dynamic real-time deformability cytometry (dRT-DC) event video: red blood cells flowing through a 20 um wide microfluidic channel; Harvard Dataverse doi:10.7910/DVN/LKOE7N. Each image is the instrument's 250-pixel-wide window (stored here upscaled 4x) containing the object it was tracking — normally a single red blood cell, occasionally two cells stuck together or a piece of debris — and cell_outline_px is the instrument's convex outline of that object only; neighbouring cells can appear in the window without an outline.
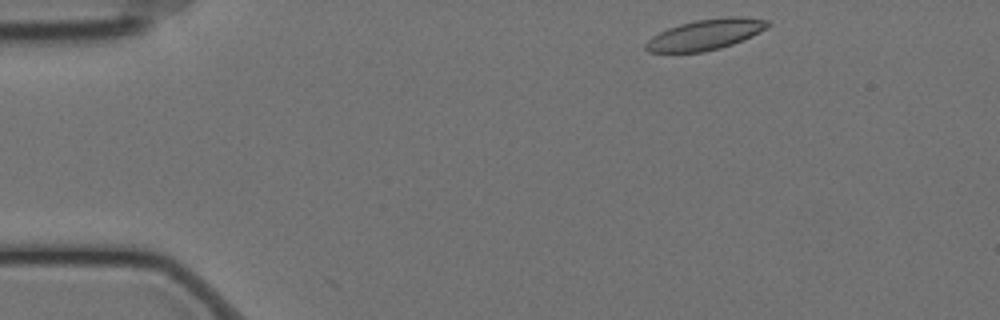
{"species": "Egyptian fruit bat (a non-hibernating species)", "species_latin": "Rousettus aegyptiacus", "temperature_condition": "cold", "stored_images_in_passage": 3, "camera_frame_rate_fps": 3000, "um_per_image_px": 0.085, "animal": {"sex": "female"}, "frame": {"image": 1, "passage_image": 2, "time_ms": 0.333, "image_size_px": [1000, 320], "cell_outline_px": [[772, 24], [760, 32], [752, 36], [732, 44], [720, 48], [704, 52], [648, 52], [644, 48], [644, 44], [652, 36], [668, 28], [680, 24], [696, 20], [728, 16], [740, 16], [768, 20]], "centroid_in_image_um": [59.97, 2.93], "position_along_channel_um": 25.0, "area_um2": 21.79}}